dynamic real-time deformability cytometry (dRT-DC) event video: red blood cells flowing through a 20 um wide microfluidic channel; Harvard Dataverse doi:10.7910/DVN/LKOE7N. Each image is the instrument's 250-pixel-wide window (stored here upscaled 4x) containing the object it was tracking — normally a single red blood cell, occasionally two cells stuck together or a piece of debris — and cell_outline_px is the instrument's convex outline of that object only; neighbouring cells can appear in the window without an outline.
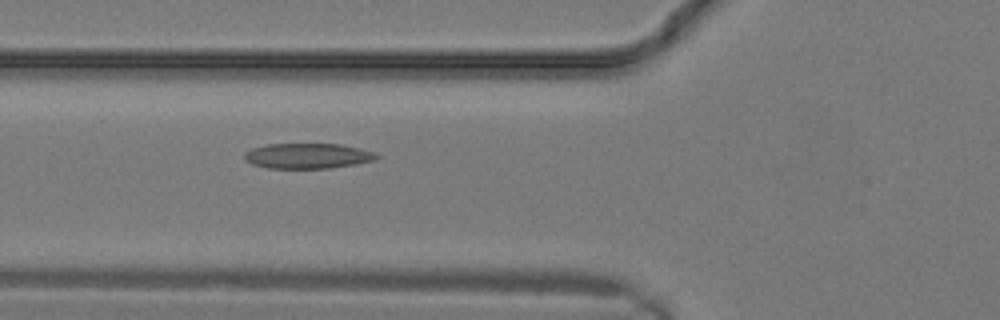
{"species": "common noctule bat (a hibernating species)", "species_latin": "Nyctalus noctula", "temperature_condition": "warm", "stored_images_in_passage": 4, "camera_frame_rate_fps": 3000, "um_per_image_px": 0.085, "animal": {"sex": "male", "body_mass_g": 19.2, "forearm_length_mm": 51.8}, "frame": {"image": 1, "passage_image": 4, "time_ms": 1.0, "image_size_px": [1000, 320], "cell_outline_px": [[380, 156], [376, 160], [356, 164], [328, 168], [268, 168], [252, 164], [244, 160], [244, 152], [252, 148], [268, 144], [340, 144], [360, 148], [376, 152]], "centroid_in_image_um": [26.17, 13.25], "position_along_channel_um": 99.6, "area_um2": 19.59}}